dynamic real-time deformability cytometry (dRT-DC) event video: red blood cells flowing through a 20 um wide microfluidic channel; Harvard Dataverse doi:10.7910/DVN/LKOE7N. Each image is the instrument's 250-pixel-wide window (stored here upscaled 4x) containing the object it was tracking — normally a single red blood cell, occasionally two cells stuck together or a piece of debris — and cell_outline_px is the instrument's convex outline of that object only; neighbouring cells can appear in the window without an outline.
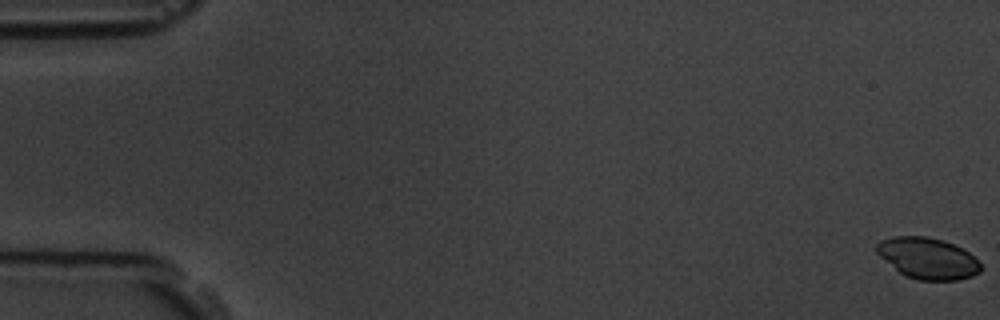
{"species": "common noctule bat (a hibernating species)", "species_latin": "Nyctalus noctula", "temperature_condition": "room temperature", "stored_images_in_passage": 8, "camera_frame_rate_fps": 3000, "um_per_image_px": 0.085, "animal": {"sex": "male", "body_mass_g": 19.5, "forearm_length_mm": 54.6}, "frame": {"image": 1, "passage_image": 1, "time_ms": 0.0, "image_size_px": [1000, 320], "cell_outline_px": [[984, 268], [980, 272], [972, 276], [956, 280], [920, 280], [908, 276], [900, 272], [880, 256], [876, 252], [876, 244], [880, 240], [892, 236], [924, 236], [944, 240], [968, 252]], "centroid_in_image_um": [78.86, 21.94], "position_along_channel_um": 6.1, "area_um2": 24.74}}
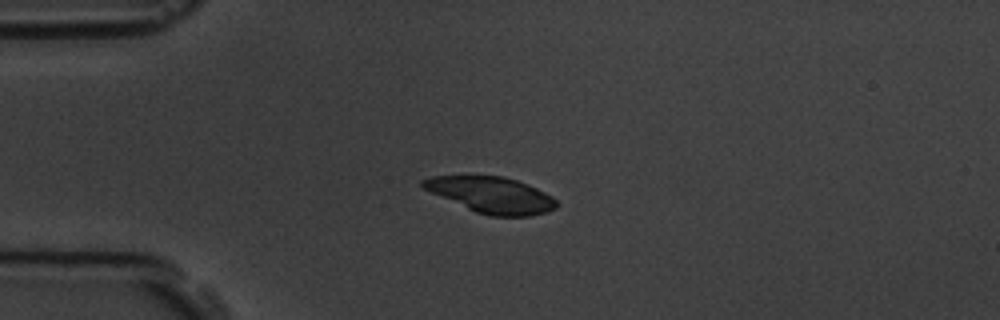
{"frame": {"image": 2, "passage_image": 5, "time_ms": 4.667, "image_size_px": [1000, 320], "cell_outline_px": [[560, 204], [556, 208], [548, 212], [528, 216], [488, 216], [476, 212], [432, 192], [424, 188], [420, 184], [420, 180], [432, 176], [504, 176], [528, 184], [552, 196]], "centroid_in_image_um": [41.82, 16.57], "position_along_channel_um": 43.2, "area_um2": 27.86}}